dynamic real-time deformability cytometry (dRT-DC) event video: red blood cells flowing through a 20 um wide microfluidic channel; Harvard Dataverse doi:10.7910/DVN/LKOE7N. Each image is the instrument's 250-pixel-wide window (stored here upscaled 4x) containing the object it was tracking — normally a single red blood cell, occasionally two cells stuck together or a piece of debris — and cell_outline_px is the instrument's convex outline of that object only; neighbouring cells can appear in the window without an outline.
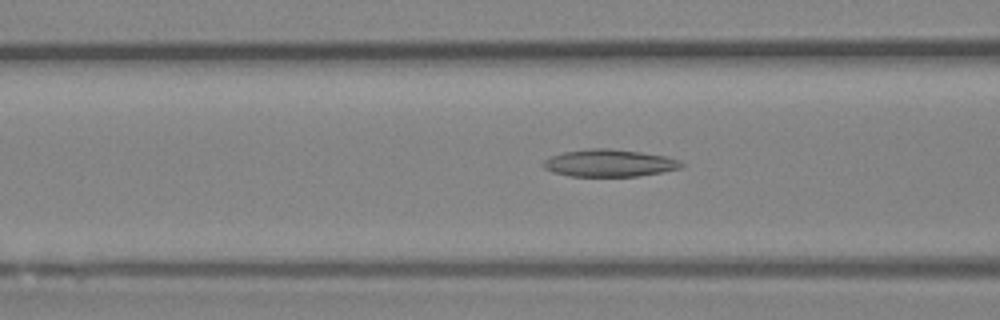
{"species": "Egyptian fruit bat (a non-hibernating species)", "species_latin": "Rousettus aegyptiacus", "temperature_condition": "room temperature", "stored_images_in_passage": 49, "camera_frame_rate_fps": 3000, "um_per_image_px": 0.085, "animal": {"sex": "female"}, "frame": {"image": 1, "passage_image": 18, "time_ms": 5.667, "image_size_px": [1000, 320], "cell_outline_px": [[684, 164], [680, 168], [660, 172], [636, 176], [568, 176], [552, 172], [544, 168], [540, 164], [544, 160], [552, 156], [564, 152], [588, 148], [608, 148], [640, 152], [664, 156], [680, 160]], "centroid_in_image_um": [51.74, 13.86], "position_along_channel_um": 114.9, "area_um2": 21.85}}
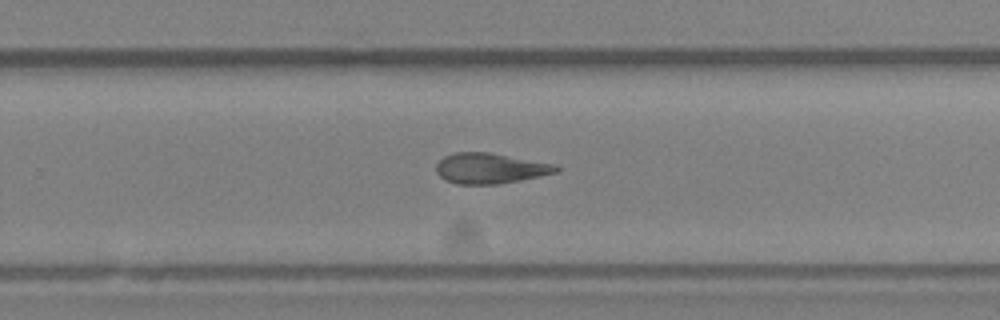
{"frame": {"image": 2, "passage_image": 31, "time_ms": 10.0, "image_size_px": [1000, 320], "cell_outline_px": [[560, 168], [556, 172], [540, 176], [500, 184], [456, 184], [444, 180], [436, 172], [436, 164], [444, 156], [452, 152], [488, 152], [556, 164]], "centroid_in_image_um": [41.63, 14.31], "position_along_channel_um": 288.2, "area_um2": 21.39}}
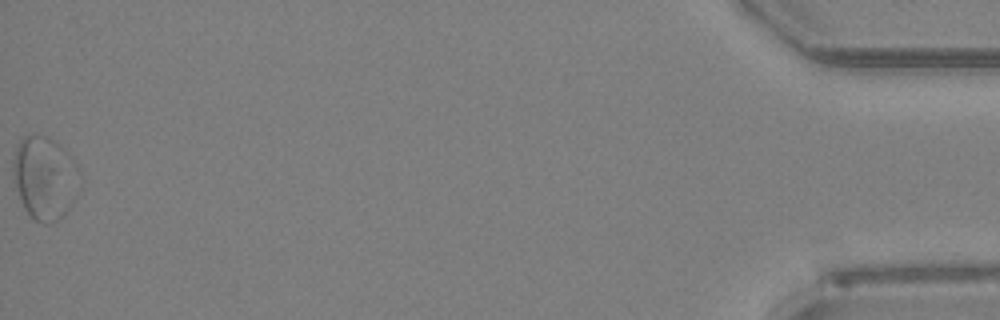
{"frame": {"image": 3, "passage_image": 49, "time_ms": 16.0, "image_size_px": [1000, 320], "cell_outline_px": [[80, 192], [64, 216], [52, 224], [44, 224], [36, 220], [24, 208], [16, 188], [12, 176], [12, 160], [16, 148], [20, 140], [24, 136], [32, 132], [48, 136], [56, 140], [76, 164], [80, 172]], "centroid_in_image_um": [3.82, 15.1], "position_along_channel_um": 431.4, "area_um2": 33.06}, "authors_computed_cell_mechanics": {"area_um2": 22.1952, "velocity_mm_per_s": 4.0207, "shape_relaxation_time_tau1_ms": null, "shape_relaxation_time_tau2_ms": 5.1044, "deformation_change_tau1": null, "deformation_change_tau2": 0.1589}}